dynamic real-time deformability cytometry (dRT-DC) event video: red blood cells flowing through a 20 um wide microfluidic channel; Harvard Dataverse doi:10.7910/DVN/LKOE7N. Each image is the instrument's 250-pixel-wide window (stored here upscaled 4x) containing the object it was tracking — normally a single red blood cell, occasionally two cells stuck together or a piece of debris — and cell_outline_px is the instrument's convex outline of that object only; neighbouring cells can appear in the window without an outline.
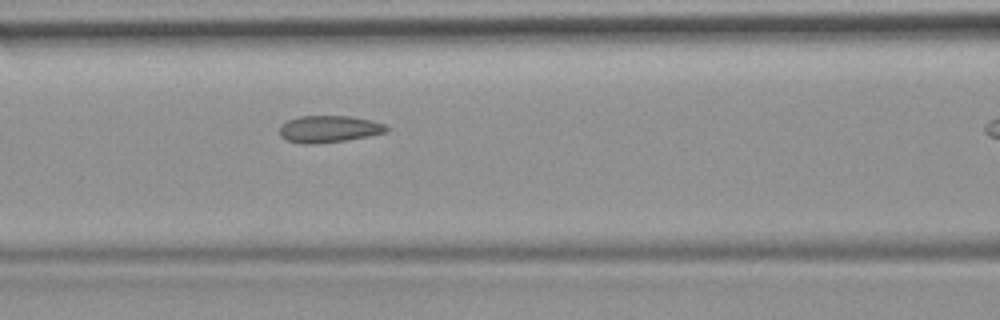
{"species": "common noctule bat (a hibernating species)", "species_latin": "Nyctalus noctula", "temperature_condition": "room temperature", "stored_images_in_passage": 10, "camera_frame_rate_fps": 3000, "um_per_image_px": 0.085, "animal": {"sex": "female", "body_mass_g": 19.9}, "frame": {"image": 1, "passage_image": 9, "time_ms": 2.667, "image_size_px": [1000, 320], "cell_outline_px": [[392, 128], [388, 132], [368, 136], [344, 140], [312, 144], [304, 144], [284, 140], [280, 136], [280, 124], [288, 120], [300, 116], [348, 116], [372, 120], [384, 124]], "centroid_in_image_um": [27.96, 10.96], "position_along_channel_um": 138.6, "area_um2": 16.88}}